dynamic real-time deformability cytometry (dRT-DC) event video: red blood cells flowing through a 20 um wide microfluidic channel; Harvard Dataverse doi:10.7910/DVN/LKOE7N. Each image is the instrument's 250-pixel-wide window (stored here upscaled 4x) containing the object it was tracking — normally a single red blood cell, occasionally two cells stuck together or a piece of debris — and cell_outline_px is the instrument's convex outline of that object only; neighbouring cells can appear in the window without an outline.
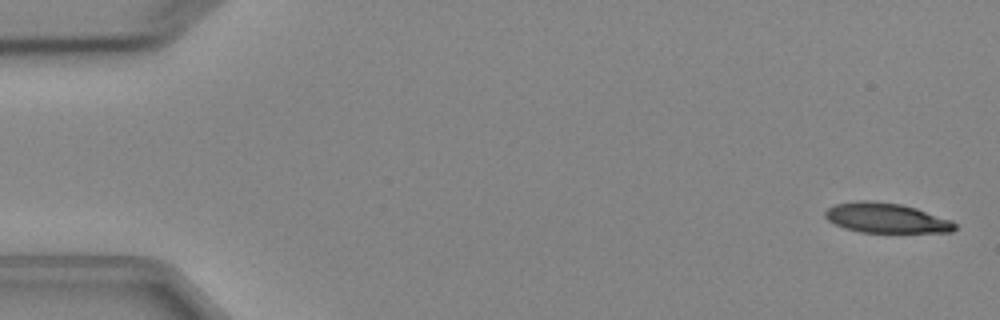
{"species": "Egyptian fruit bat (a non-hibernating species)", "species_latin": "Rousettus aegyptiacus", "temperature_condition": "cold", "stored_images_in_passage": 5, "segment_of_instrument_passage": [1, 2], "camera_frame_rate_fps": 3000, "um_per_image_px": 0.085, "animal": {"sex": "female"}, "frame": {"image": 1, "passage_image": 1, "time_ms": 0.0, "image_size_px": [1000, 320], "cell_outline_px": [[956, 228], [952, 232], [860, 232], [844, 228], [828, 220], [824, 216], [824, 212], [828, 208], [836, 204], [860, 200], [864, 200], [900, 204], [916, 208], [952, 220], [956, 224]], "centroid_in_image_um": [75.33, 18.53], "position_along_channel_um": 9.7, "area_um2": 22.43}}